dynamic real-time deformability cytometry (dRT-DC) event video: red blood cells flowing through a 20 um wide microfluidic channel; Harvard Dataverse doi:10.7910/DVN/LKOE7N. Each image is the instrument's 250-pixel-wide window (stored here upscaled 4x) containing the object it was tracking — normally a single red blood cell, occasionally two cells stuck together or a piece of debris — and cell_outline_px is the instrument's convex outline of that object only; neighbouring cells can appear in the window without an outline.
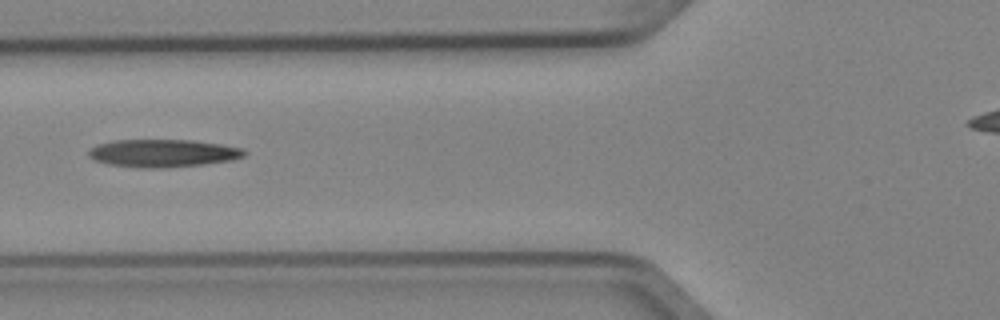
{"species": "Egyptian fruit bat (a non-hibernating species)", "species_latin": "Rousettus aegyptiacus", "temperature_condition": "cold", "stored_images_in_passage": 4, "camera_frame_rate_fps": 3000, "um_per_image_px": 0.085, "animal": {"sex": "female"}, "frame": {"image": 1, "passage_image": 4, "time_ms": 1.0, "image_size_px": [1000, 320], "cell_outline_px": [[248, 152], [244, 156], [232, 160], [204, 164], [164, 168], [140, 168], [108, 164], [96, 160], [88, 156], [88, 152], [96, 144], [112, 140], [192, 140], [220, 144], [244, 148]], "centroid_in_image_um": [13.86, 13.02], "position_along_channel_um": 111.9, "area_um2": 25.32}}